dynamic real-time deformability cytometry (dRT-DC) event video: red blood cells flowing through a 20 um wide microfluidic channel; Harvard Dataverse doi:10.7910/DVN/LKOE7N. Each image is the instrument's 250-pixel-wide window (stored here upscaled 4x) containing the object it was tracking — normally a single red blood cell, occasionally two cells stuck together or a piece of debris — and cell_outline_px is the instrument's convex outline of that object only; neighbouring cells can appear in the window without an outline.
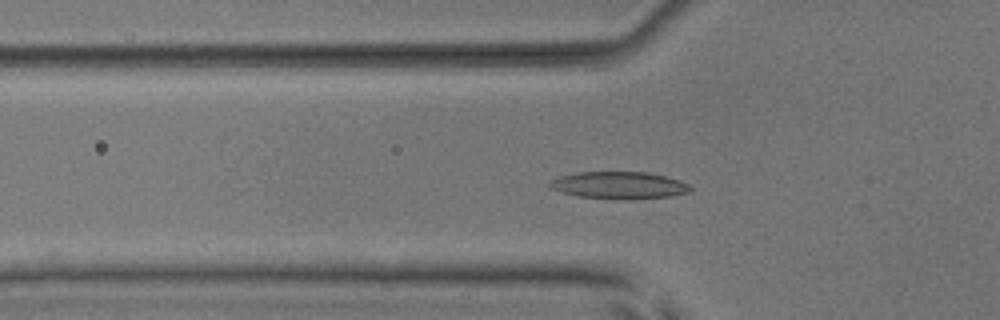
{"species": "common noctule bat (a hibernating species)", "species_latin": "Nyctalus noctula", "temperature_condition": "room temperature", "stored_images_in_passage": 46, "camera_frame_rate_fps": 3000, "um_per_image_px": 0.085, "animal": {"sex": "male", "body_mass_g": 17.9, "forearm_length_mm": 54.2}, "frame": {"image": 1, "passage_image": 11, "time_ms": 3.333, "image_size_px": [1000, 320], "cell_outline_px": [[692, 188], [688, 192], [672, 196], [580, 196], [564, 192], [552, 188], [548, 184], [552, 180], [560, 176], [580, 172], [648, 172], [680, 180], [688, 184]], "centroid_in_image_um": [52.64, 15.68], "position_along_channel_um": 73.2, "area_um2": 20.69}}
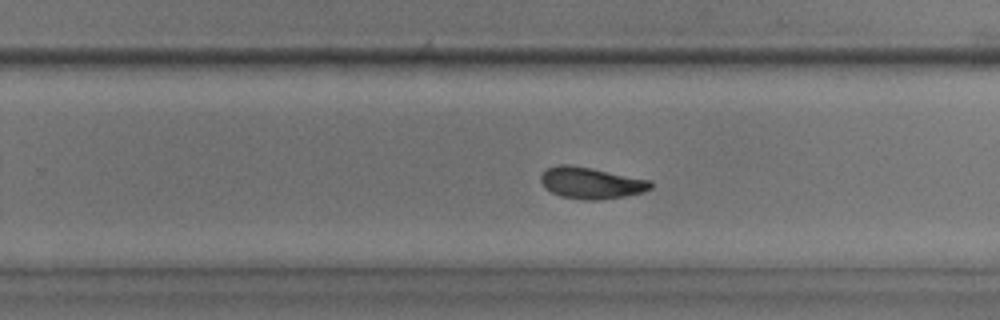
{"frame": {"image": 2, "passage_image": 27, "time_ms": 8.667, "image_size_px": [1000, 320], "cell_outline_px": [[652, 188], [644, 192], [624, 196], [600, 200], [584, 200], [560, 196], [544, 188], [540, 180], [540, 176], [548, 168], [556, 164], [572, 164], [652, 180]], "centroid_in_image_um": [50.24, 15.54], "position_along_channel_um": 279.6, "area_um2": 20.4}}
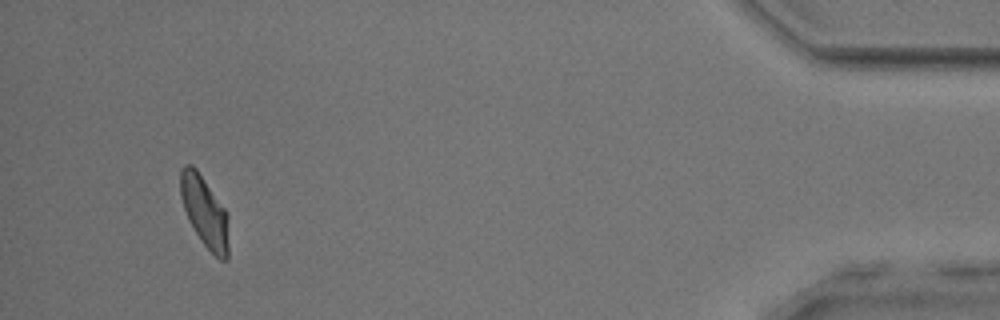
{"frame": {"image": 3, "passage_image": 43, "time_ms": 14.0, "image_size_px": [1000, 320], "cell_outline_px": [[228, 260], [220, 260], [200, 240], [188, 220], [180, 196], [180, 172], [184, 164], [192, 164], [196, 168], [228, 212]], "centroid_in_image_um": [17.39, 17.98], "position_along_channel_um": 417.8, "area_um2": 20.06}, "authors_computed_cell_mechanics": {"area_um2": 20.1722, "velocity_mm_per_s": 3.8887, "shape_relaxation_time_tau1_ms": 3.2571, "shape_relaxation_time_tau2_ms": 2.4976, "deformation_change_tau1": 0.1476, "deformation_change_tau2": 0.0873}}